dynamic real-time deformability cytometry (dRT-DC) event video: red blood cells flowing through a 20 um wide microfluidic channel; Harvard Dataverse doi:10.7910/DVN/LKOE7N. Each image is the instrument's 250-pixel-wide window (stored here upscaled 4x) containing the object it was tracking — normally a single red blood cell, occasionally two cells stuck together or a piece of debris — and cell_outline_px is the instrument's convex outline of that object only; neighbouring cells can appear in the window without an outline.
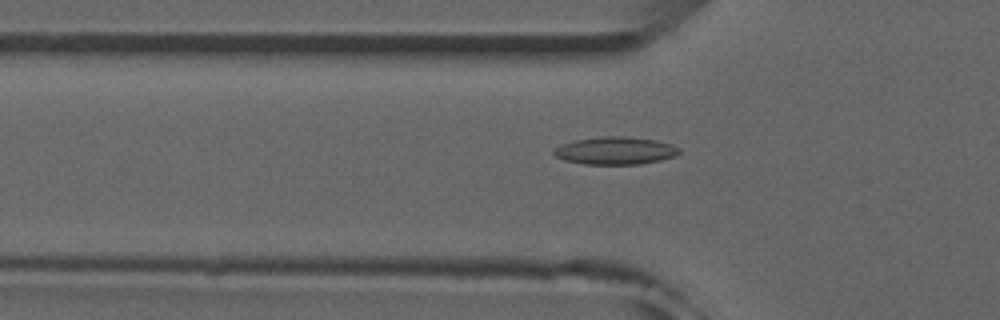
{"species": "common noctule bat (a hibernating species)", "species_latin": "Nyctalus noctula", "temperature_condition": "room temperature", "stored_images_in_passage": 42, "camera_frame_rate_fps": 3000, "um_per_image_px": 0.085, "animal": {"sex": "male", "forearm_length_mm": 52.5}, "frame": {"image": 1, "passage_image": 8, "time_ms": 2.333, "image_size_px": [1000, 320], "cell_outline_px": [[680, 152], [676, 156], [660, 160], [640, 164], [584, 164], [564, 160], [556, 156], [552, 152], [556, 148], [564, 144], [576, 140], [600, 136], [620, 136], [656, 140], [672, 144], [680, 148]], "centroid_in_image_um": [52.34, 12.81], "position_along_channel_um": 73.5, "area_um2": 20.06}}
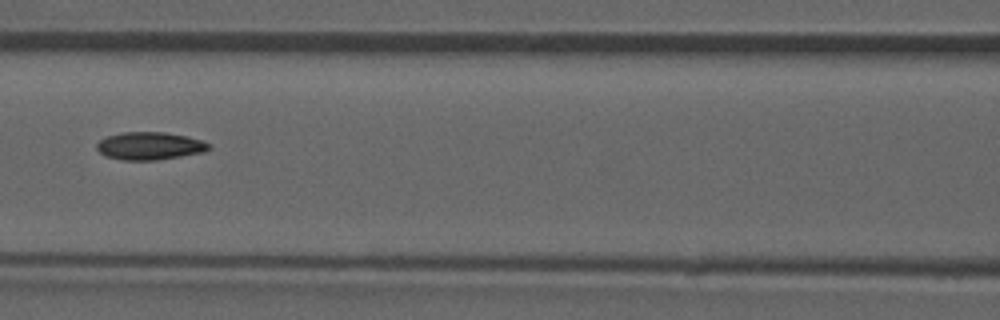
{"frame": {"image": 2, "passage_image": 14, "time_ms": 4.333, "image_size_px": [1000, 320], "cell_outline_px": [[212, 148], [204, 152], [156, 160], [124, 160], [104, 156], [96, 148], [96, 144], [100, 140], [108, 136], [120, 132], [164, 132], [188, 136], [200, 140], [208, 144]], "centroid_in_image_um": [12.71, 12.4], "position_along_channel_um": 153.9, "area_um2": 18.09}}
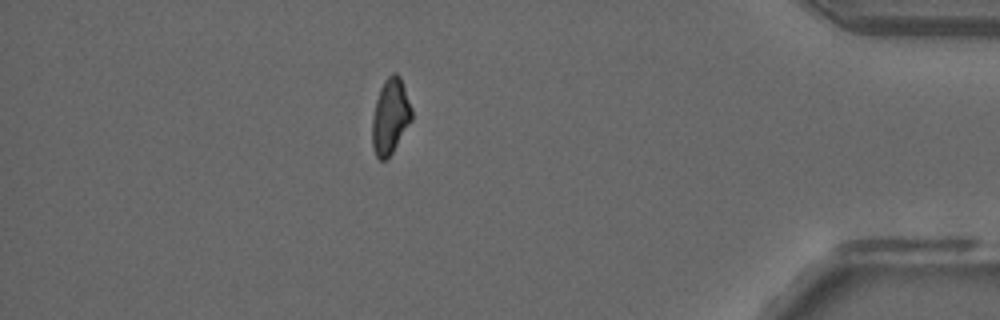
{"frame": {"image": 3, "passage_image": 36, "time_ms": 11.667, "image_size_px": [1000, 320], "cell_outline_px": [[412, 120], [392, 152], [384, 160], [380, 160], [376, 156], [372, 148], [372, 116], [376, 100], [380, 88], [384, 80], [392, 72], [396, 72], [400, 76], [412, 108]], "centroid_in_image_um": [33.17, 9.87], "position_along_channel_um": 402.0, "area_um2": 17.4}, "authors_computed_cell_mechanics": {"area_um2": 17.7446, "velocity_mm_per_s": 3.9896, "shape_relaxation_time_tau1_ms": null, "shape_relaxation_time_tau2_ms": 6.3063, "deformation_change_tau1": null, "deformation_change_tau2": 0.1237}}